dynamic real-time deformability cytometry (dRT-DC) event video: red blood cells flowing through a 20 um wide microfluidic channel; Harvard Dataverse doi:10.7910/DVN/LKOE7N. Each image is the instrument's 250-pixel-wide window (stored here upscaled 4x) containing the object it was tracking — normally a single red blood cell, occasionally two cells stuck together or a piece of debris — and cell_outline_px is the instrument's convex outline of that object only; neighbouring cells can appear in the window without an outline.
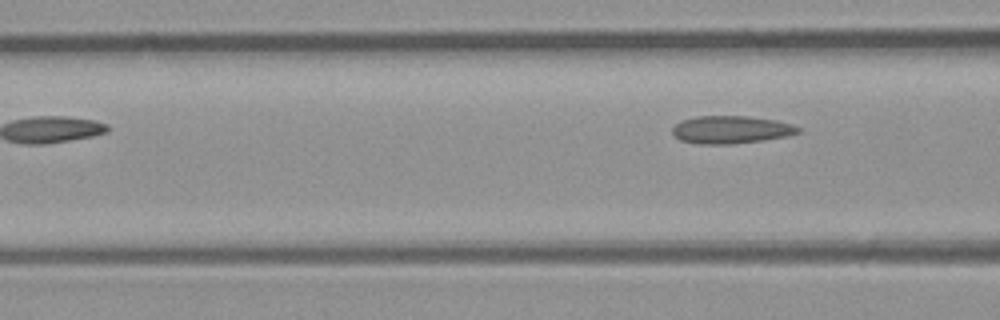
{"species": "common noctule bat (a hibernating species)", "species_latin": "Nyctalus noctula", "temperature_condition": "room temperature", "stored_images_in_passage": 6, "camera_frame_rate_fps": 3000, "um_per_image_px": 0.085, "animal": {"sex": "male", "body_mass_g": 23.1, "forearm_length_mm": 52.7}, "frame": {"image": 1, "passage_image": 6, "time_ms": 5.667, "image_size_px": [1000, 320], "cell_outline_px": [[800, 132], [784, 136], [764, 140], [728, 144], [700, 144], [680, 140], [672, 132], [672, 128], [676, 124], [684, 120], [696, 116], [748, 116], [776, 120], [792, 124], [800, 128]], "centroid_in_image_um": [62.14, 11.02], "position_along_channel_um": 104.5, "area_um2": 20.11}}